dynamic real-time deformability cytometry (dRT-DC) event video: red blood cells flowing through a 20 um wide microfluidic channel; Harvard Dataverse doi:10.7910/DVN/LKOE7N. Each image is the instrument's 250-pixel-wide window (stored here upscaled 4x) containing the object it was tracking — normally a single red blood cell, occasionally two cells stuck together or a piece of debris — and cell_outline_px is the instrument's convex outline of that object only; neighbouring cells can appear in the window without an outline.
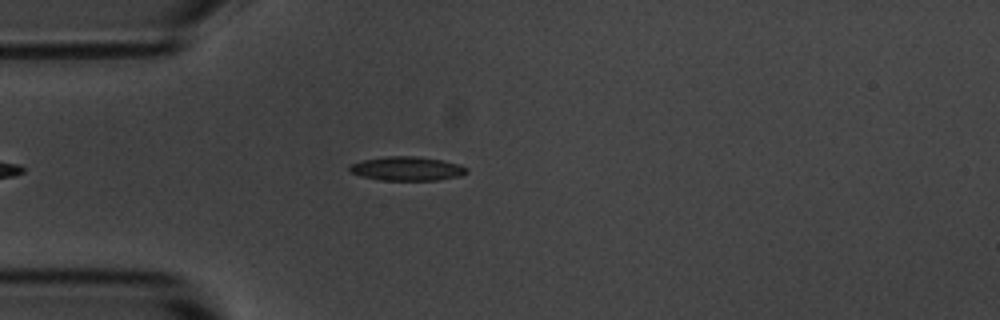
{"species": "common noctule bat (a hibernating species)", "species_latin": "Nyctalus noctula", "temperature_condition": "room temperature", "stored_images_in_passage": 41, "camera_frame_rate_fps": 3000, "um_per_image_px": 0.085, "animal": {"sex": "male", "body_mass_g": 20.1, "forearm_length_mm": 53.5}, "frame": {"image": 1, "passage_image": 3, "time_ms": 0.667, "image_size_px": [1000, 320], "cell_outline_px": [[468, 172], [460, 176], [436, 180], [380, 180], [360, 176], [352, 172], [348, 168], [352, 164], [364, 160], [384, 156], [416, 156], [440, 160], [460, 164], [468, 168]], "centroid_in_image_um": [34.62, 14.33], "position_along_channel_um": 50.4, "area_um2": 16.3}}
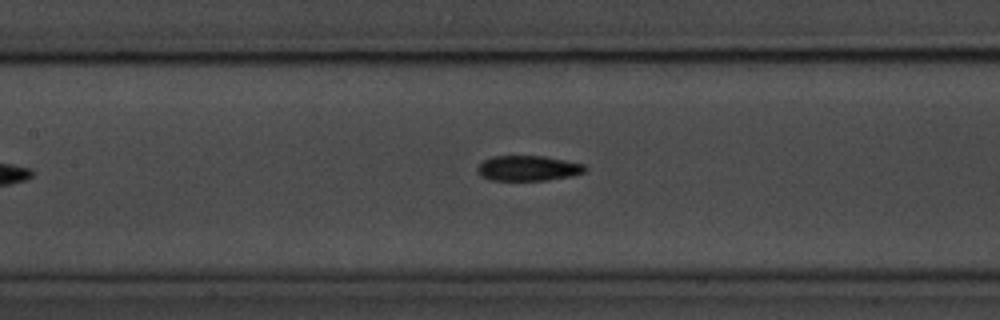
{"frame": {"image": 2, "passage_image": 13, "time_ms": 4.0, "image_size_px": [1000, 320], "cell_outline_px": [[588, 168], [584, 172], [572, 176], [544, 180], [492, 180], [480, 176], [476, 168], [484, 160], [492, 156], [544, 156], [584, 164]], "centroid_in_image_um": [44.88, 14.3], "position_along_channel_um": 162.5, "area_um2": 15.78}}
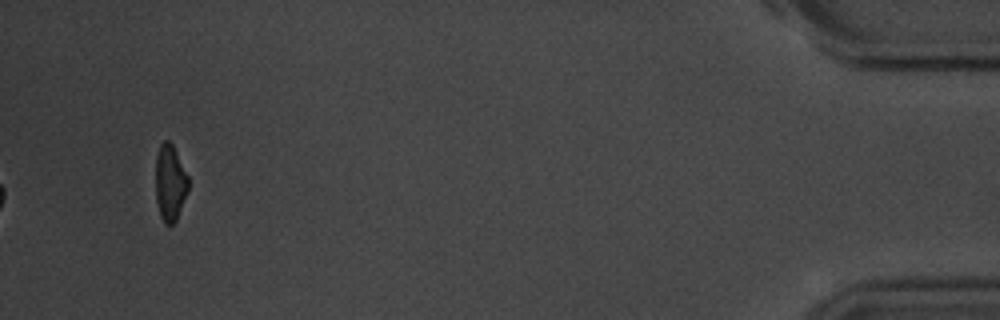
{"frame": {"image": 3, "passage_image": 41, "time_ms": 13.333, "image_size_px": [1000, 320], "cell_outline_px": [[188, 192], [176, 220], [172, 224], [164, 224], [160, 216], [156, 200], [156, 156], [160, 144], [164, 140], [168, 140], [172, 144], [188, 176]], "centroid_in_image_um": [14.45, 15.55], "position_along_channel_um": 420.7, "area_um2": 14.51}, "authors_computed_cell_mechanics": {"area_um2": 16.1262, "velocity_mm_per_s": 3.6181, "shape_relaxation_time_tau1_ms": 3.2506, "shape_relaxation_time_tau2_ms": 3.6977, "deformation_change_tau1": 0.1571, "deformation_change_tau2": 0.1199}}